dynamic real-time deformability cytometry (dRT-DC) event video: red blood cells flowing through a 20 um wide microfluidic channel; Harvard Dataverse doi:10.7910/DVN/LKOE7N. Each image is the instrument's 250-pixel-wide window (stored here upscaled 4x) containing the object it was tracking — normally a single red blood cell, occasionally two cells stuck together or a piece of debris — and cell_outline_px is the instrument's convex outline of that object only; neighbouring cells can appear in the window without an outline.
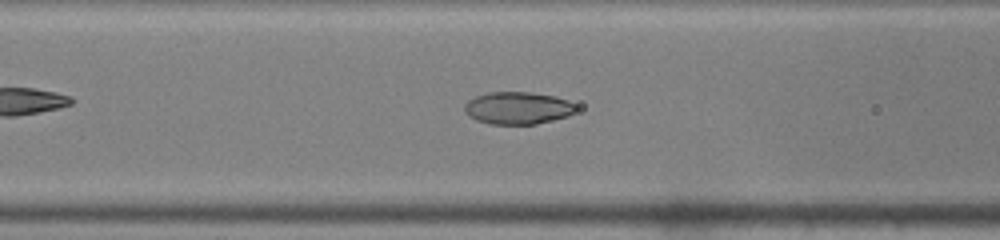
{"species": "common noctule bat (a hibernating species)", "species_latin": "Nyctalus noctula", "temperature_condition": "warm", "stored_images_in_passage": 40, "camera_frame_rate_fps": 3000, "um_per_image_px": 0.085, "animal": {"sex": "male", "body_mass_g": 19.0, "forearm_length_mm": 50.8}, "frame": {"image": 1, "passage_image": 20, "time_ms": 6.333, "image_size_px": [1000, 240], "cell_outline_px": [[576, 112], [568, 116], [536, 124], [492, 124], [476, 120], [468, 116], [464, 112], [464, 104], [468, 100], [476, 96], [488, 92], [532, 92], [556, 96], [568, 100], [576, 108]], "centroid_in_image_um": [43.99, 9.18], "position_along_channel_um": 122.6, "area_um2": 21.15}}
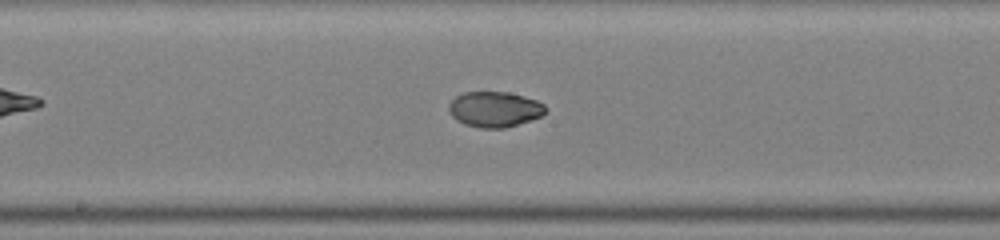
{"frame": {"image": 2, "passage_image": 26, "time_ms": 8.333, "image_size_px": [1000, 240], "cell_outline_px": [[548, 108], [540, 116], [504, 128], [480, 128], [464, 124], [456, 120], [452, 116], [448, 108], [448, 104], [456, 96], [464, 92], [508, 92], [524, 96], [536, 100], [544, 104]], "centroid_in_image_um": [42.01, 9.28], "position_along_channel_um": 206.2, "area_um2": 19.88}}
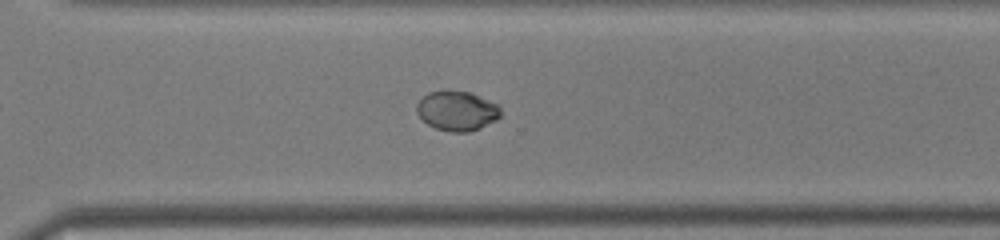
{"frame": {"image": 3, "passage_image": 35, "time_ms": 11.333, "image_size_px": [1000, 240], "cell_outline_px": [[500, 116], [496, 120], [480, 128], [468, 132], [452, 132], [436, 128], [428, 124], [416, 112], [416, 104], [428, 92], [472, 92], [496, 104], [500, 108]], "centroid_in_image_um": [38.85, 9.44], "position_along_channel_um": 331.8, "area_um2": 19.02}}